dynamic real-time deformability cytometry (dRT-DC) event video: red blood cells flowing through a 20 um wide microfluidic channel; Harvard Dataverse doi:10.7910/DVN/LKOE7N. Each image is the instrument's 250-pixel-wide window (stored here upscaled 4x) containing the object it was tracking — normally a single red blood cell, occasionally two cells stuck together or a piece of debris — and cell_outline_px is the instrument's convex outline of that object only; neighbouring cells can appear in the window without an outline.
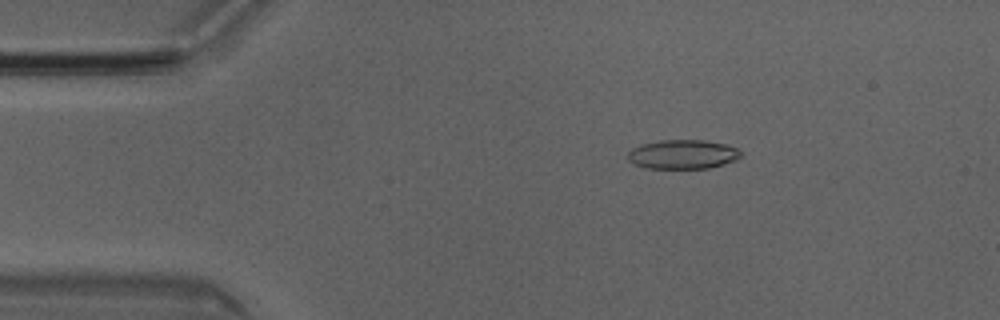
{"species": "Egyptian fruit bat (a non-hibernating species)", "species_latin": "Rousettus aegyptiacus", "temperature_condition": "room temperature", "stored_images_in_passage": 44, "camera_frame_rate_fps": 3000, "um_per_image_px": 0.085, "animal": {"sex": "male"}, "frame": {"image": 1, "passage_image": 2, "time_ms": 0.333, "image_size_px": [1000, 320], "cell_outline_px": [[744, 152], [736, 160], [724, 164], [708, 168], [644, 168], [628, 160], [628, 152], [632, 148], [640, 144], [660, 140], [704, 140], [724, 144], [736, 148]], "centroid_in_image_um": [58.03, 13.11], "position_along_channel_um": 27.0, "area_um2": 19.25}}
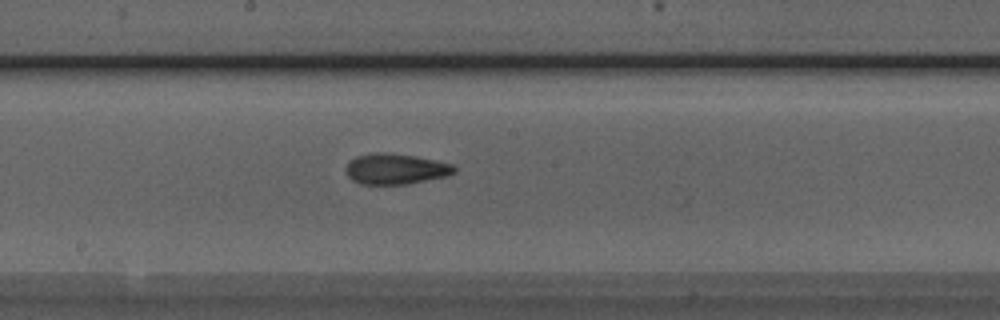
{"frame": {"image": 2, "passage_image": 20, "time_ms": 6.333, "image_size_px": [1000, 320], "cell_outline_px": [[456, 172], [448, 176], [408, 184], [360, 184], [352, 180], [348, 176], [344, 168], [348, 160], [356, 156], [376, 152], [388, 152], [416, 156], [436, 160], [452, 164], [456, 168]], "centroid_in_image_um": [33.61, 14.35], "position_along_channel_um": 214.6, "area_um2": 19.71}}
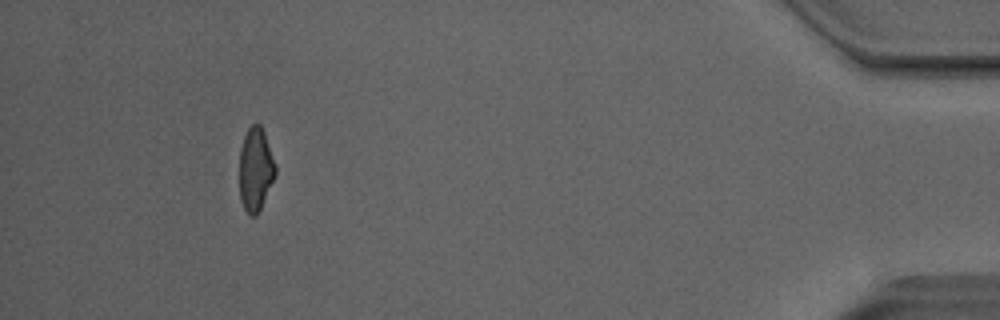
{"frame": {"image": 3, "passage_image": 40, "time_ms": 13.0, "image_size_px": [1000, 320], "cell_outline_px": [[276, 176], [256, 216], [252, 216], [244, 208], [240, 200], [240, 148], [244, 136], [248, 128], [252, 124], [260, 124], [264, 132], [276, 164]], "centroid_in_image_um": [21.73, 14.38], "position_along_channel_um": 413.5, "area_um2": 17.46}, "authors_computed_cell_mechanics": {"area_um2": 18.8428, "velocity_mm_per_s": 4.0491, "shape_relaxation_time_tau1_ms": 11.1667, "shape_relaxation_time_tau2_ms": 2.3597, "deformation_change_tau1": 0.2497, "deformation_change_tau2": 0.1005}}